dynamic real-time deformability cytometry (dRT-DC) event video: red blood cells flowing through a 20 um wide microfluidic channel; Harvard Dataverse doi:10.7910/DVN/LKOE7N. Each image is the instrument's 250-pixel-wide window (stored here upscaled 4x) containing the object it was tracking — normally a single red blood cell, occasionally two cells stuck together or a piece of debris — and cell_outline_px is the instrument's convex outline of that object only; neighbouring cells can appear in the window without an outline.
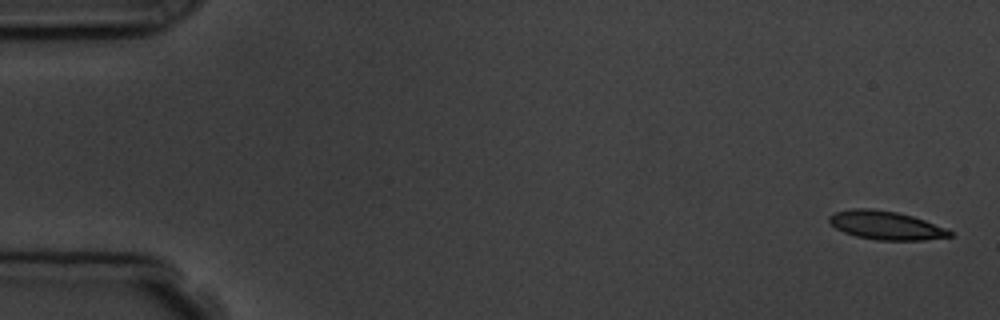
{"species": "common noctule bat (a hibernating species)", "species_latin": "Nyctalus noctula", "temperature_condition": "room temperature", "stored_images_in_passage": 5, "camera_frame_rate_fps": 3000, "um_per_image_px": 0.085, "animal": {"sex": "male", "body_mass_g": 19.5, "forearm_length_mm": 54.6}, "frame": {"image": 1, "passage_image": 1, "time_ms": 0.0, "image_size_px": [1000, 320], "cell_outline_px": [[952, 236], [924, 240], [876, 240], [856, 236], [844, 232], [836, 228], [828, 220], [828, 216], [836, 212], [852, 208], [872, 208], [896, 212], [912, 216], [948, 228], [952, 232]], "centroid_in_image_um": [75.31, 19.15], "position_along_channel_um": 9.7, "area_um2": 20.06}}
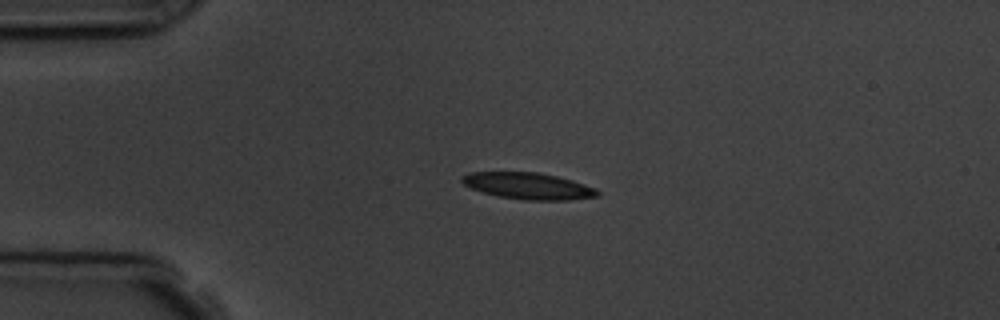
{"frame": {"image": 2, "passage_image": 4, "time_ms": 3.667, "image_size_px": [1000, 320], "cell_outline_px": [[600, 196], [568, 200], [524, 200], [496, 196], [472, 188], [464, 184], [460, 180], [460, 176], [468, 172], [536, 172], [556, 176], [572, 180], [596, 188], [600, 192]], "centroid_in_image_um": [44.9, 15.81], "position_along_channel_um": 40.1, "area_um2": 21.04}}